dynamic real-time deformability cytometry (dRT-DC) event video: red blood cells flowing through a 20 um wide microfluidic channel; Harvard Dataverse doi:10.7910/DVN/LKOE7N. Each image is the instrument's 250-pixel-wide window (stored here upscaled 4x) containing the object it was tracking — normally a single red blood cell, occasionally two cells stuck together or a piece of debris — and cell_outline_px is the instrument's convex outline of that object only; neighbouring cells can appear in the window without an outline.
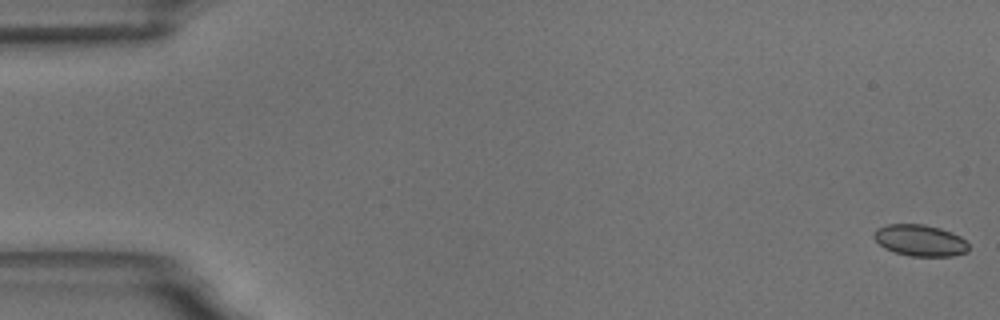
{"species": "common noctule bat (a hibernating species)", "species_latin": "Nyctalus noctula", "temperature_condition": "room temperature", "stored_images_in_passage": 24, "camera_frame_rate_fps": 3000, "um_per_image_px": 0.085, "animal": {"sex": "male", "body_mass_g": 18.8}, "frame": {"image": 1, "passage_image": 1, "time_ms": 0.0, "image_size_px": [1000, 320], "cell_outline_px": [[968, 252], [952, 256], [908, 256], [884, 248], [872, 236], [876, 228], [888, 224], [924, 224], [940, 228], [952, 232], [960, 236], [968, 244]], "centroid_in_image_um": [78.2, 20.43], "position_along_channel_um": 6.8, "area_um2": 17.4}}
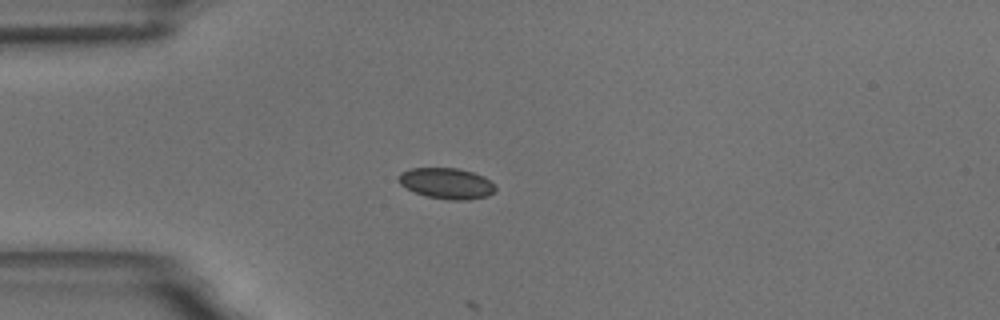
{"frame": {"image": 2, "passage_image": 16, "time_ms": 5.0, "image_size_px": [1000, 320], "cell_outline_px": [[496, 188], [488, 196], [468, 200], [448, 200], [424, 196], [400, 184], [396, 180], [396, 176], [400, 172], [412, 168], [456, 168], [472, 172], [484, 176], [496, 184]], "centroid_in_image_um": [37.95, 15.59], "position_along_channel_um": 47.0, "area_um2": 17.63}}
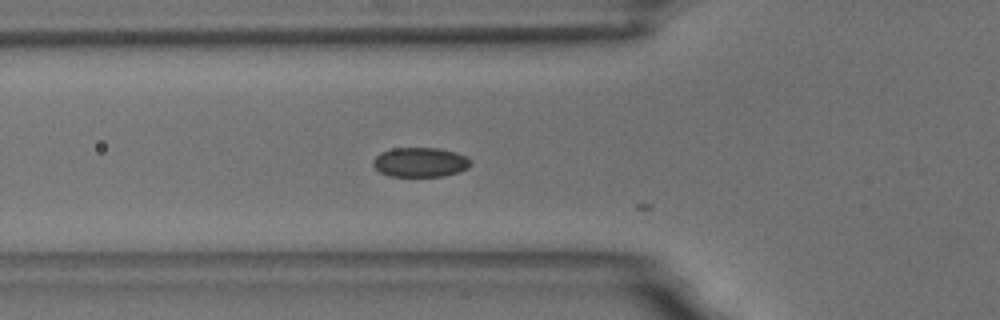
{"frame": {"image": 3, "passage_image": 21, "time_ms": 6.667, "image_size_px": [1000, 320], "cell_outline_px": [[472, 164], [468, 168], [460, 172], [444, 176], [388, 176], [380, 172], [372, 164], [372, 160], [380, 152], [392, 148], [436, 148], [456, 152], [468, 156], [472, 160]], "centroid_in_image_um": [35.75, 13.79], "position_along_channel_um": 90.1, "area_um2": 17.05}}